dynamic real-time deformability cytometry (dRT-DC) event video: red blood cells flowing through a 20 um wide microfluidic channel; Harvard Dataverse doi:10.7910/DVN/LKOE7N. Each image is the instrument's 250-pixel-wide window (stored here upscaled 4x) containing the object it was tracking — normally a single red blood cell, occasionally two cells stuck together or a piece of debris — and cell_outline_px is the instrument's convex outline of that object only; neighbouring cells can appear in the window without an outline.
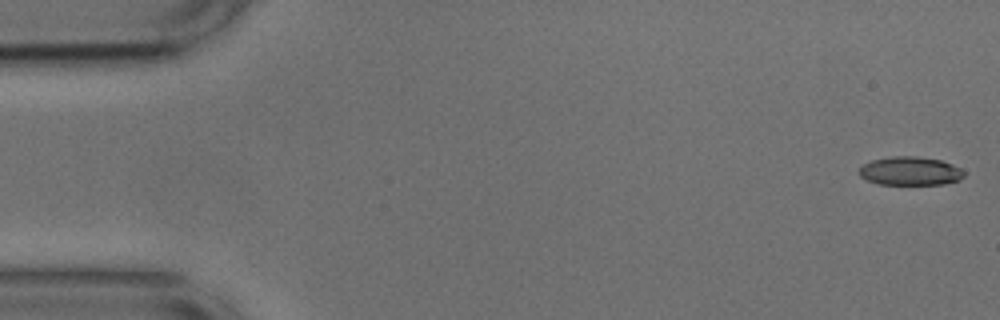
{"species": "common noctule bat (a hibernating species)", "species_latin": "Nyctalus noctula", "temperature_condition": "cold", "stored_images_in_passage": 53, "camera_frame_rate_fps": 3000, "um_per_image_px": 0.085, "animal": {"sex": "male", "body_mass_g": 17.9, "forearm_length_mm": 54.2}, "frame": {"image": 1, "passage_image": 1, "time_ms": 0.0, "image_size_px": [1000, 320], "cell_outline_px": [[964, 176], [960, 180], [944, 184], [880, 184], [868, 180], [860, 176], [860, 168], [864, 164], [872, 160], [892, 156], [916, 156], [940, 160], [952, 164], [960, 168], [964, 172]], "centroid_in_image_um": [77.39, 14.53], "position_along_channel_um": 7.6, "area_um2": 17.34}}
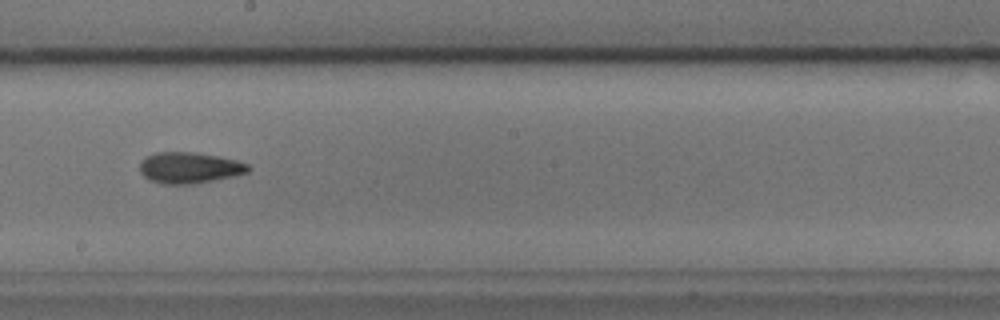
{"frame": {"image": 2, "passage_image": 29, "time_ms": 9.333, "image_size_px": [1000, 320], "cell_outline_px": [[248, 172], [232, 176], [192, 184], [164, 184], [148, 180], [140, 172], [140, 160], [156, 152], [196, 152], [236, 160], [248, 164]], "centroid_in_image_um": [16.04, 14.25], "position_along_channel_um": 232.2, "area_um2": 19.48}}
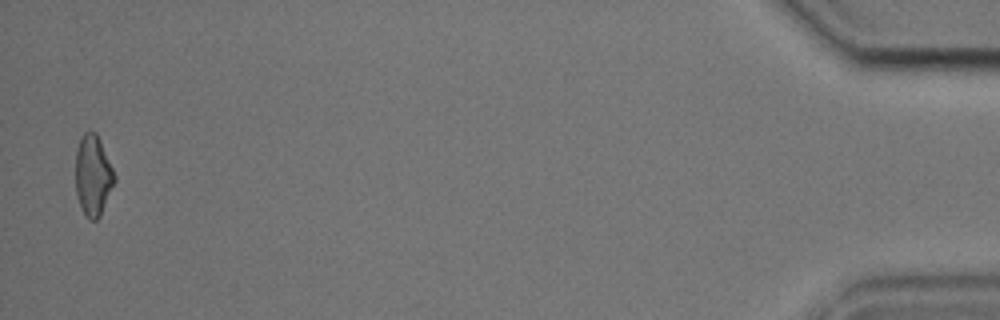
{"frame": {"image": 3, "passage_image": 52, "time_ms": 17.0, "image_size_px": [1000, 320], "cell_outline_px": [[116, 180], [100, 216], [96, 220], [88, 220], [84, 216], [76, 196], [76, 148], [80, 136], [84, 132], [96, 132], [100, 140], [116, 176]], "centroid_in_image_um": [7.9, 14.93], "position_along_channel_um": 427.3, "area_um2": 18.5}, "authors_computed_cell_mechanics": {"area_um2": 18.9006, "velocity_mm_per_s": 3.7477, "shape_relaxation_time_tau1_ms": 8.2772, "shape_relaxation_time_tau2_ms": 3.3366, "deformation_change_tau1": 0.1742, "deformation_change_tau2": 0.1044}}